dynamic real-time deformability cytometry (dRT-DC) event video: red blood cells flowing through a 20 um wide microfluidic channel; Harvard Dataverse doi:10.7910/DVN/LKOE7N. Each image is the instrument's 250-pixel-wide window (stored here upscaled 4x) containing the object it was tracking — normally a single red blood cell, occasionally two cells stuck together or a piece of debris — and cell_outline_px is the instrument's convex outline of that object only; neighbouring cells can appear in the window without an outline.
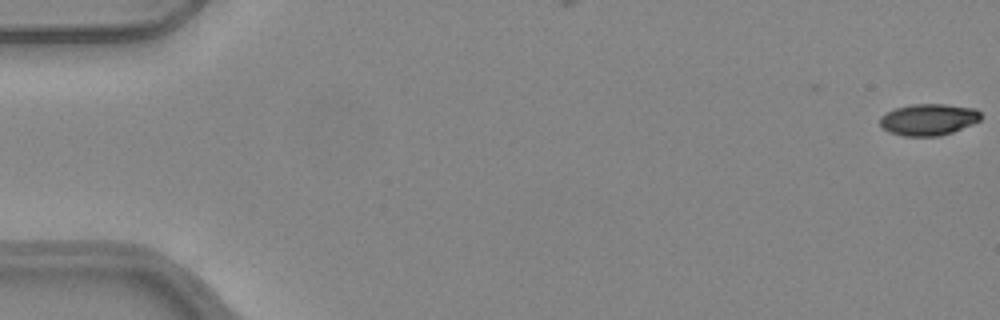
{"species": "common noctule bat (a hibernating species)", "species_latin": "Nyctalus noctula", "temperature_condition": "warm", "stored_images_in_passage": 52, "camera_frame_rate_fps": 3000, "um_per_image_px": 0.085, "animal": {"sex": "female", "body_mass_g": 24.6, "forearm_length_mm": 56.2}, "frame": {"image": 1, "passage_image": 1, "time_ms": 0.0, "image_size_px": [1000, 320], "cell_outline_px": [[980, 120], [972, 124], [952, 132], [940, 136], [904, 136], [888, 132], [880, 124], [880, 116], [896, 108], [912, 104], [944, 104], [976, 108], [980, 112]], "centroid_in_image_um": [78.92, 10.16], "position_along_channel_um": 6.1, "area_um2": 18.5}}
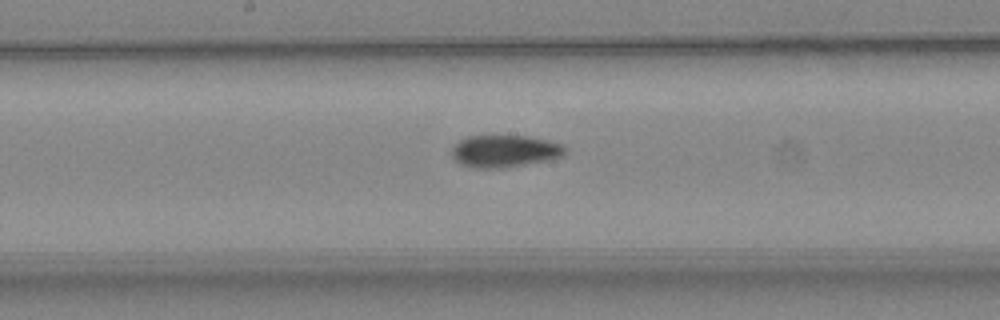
{"frame": {"image": 2, "passage_image": 28, "time_ms": 9.0, "image_size_px": [1000, 320], "cell_outline_px": [[564, 156], [552, 160], [504, 168], [472, 168], [460, 164], [452, 156], [452, 148], [460, 140], [468, 136], [528, 136], [548, 140], [564, 144]], "centroid_in_image_um": [42.92, 12.86], "position_along_channel_um": 205.3, "area_um2": 21.44}}
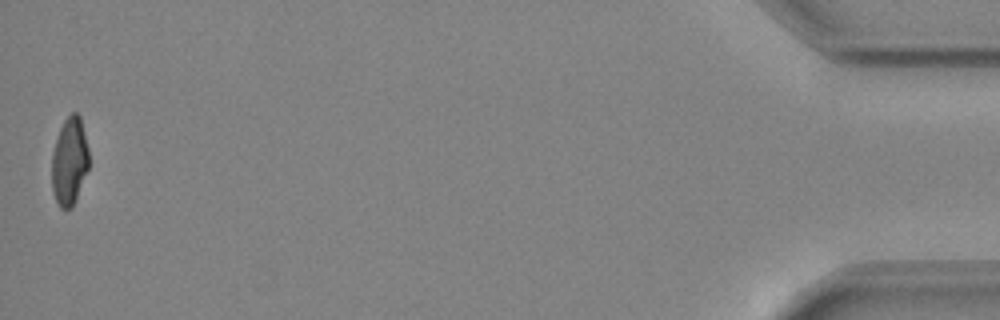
{"frame": {"image": 3, "passage_image": 52, "time_ms": 17.0, "image_size_px": [1000, 320], "cell_outline_px": [[88, 168], [76, 200], [72, 208], [60, 208], [52, 192], [52, 152], [60, 128], [64, 120], [72, 112], [76, 112], [80, 116], [88, 148]], "centroid_in_image_um": [5.9, 13.72], "position_along_channel_um": 429.3, "area_um2": 18.9}, "authors_computed_cell_mechanics": {"area_um2": 20.4612, "velocity_mm_per_s": 4.0159, "shape_relaxation_time_tau1_ms": 6.4333, "shape_relaxation_time_tau2_ms": 3.1447, "deformation_change_tau1": 0.1919, "deformation_change_tau2": 0.0904}}